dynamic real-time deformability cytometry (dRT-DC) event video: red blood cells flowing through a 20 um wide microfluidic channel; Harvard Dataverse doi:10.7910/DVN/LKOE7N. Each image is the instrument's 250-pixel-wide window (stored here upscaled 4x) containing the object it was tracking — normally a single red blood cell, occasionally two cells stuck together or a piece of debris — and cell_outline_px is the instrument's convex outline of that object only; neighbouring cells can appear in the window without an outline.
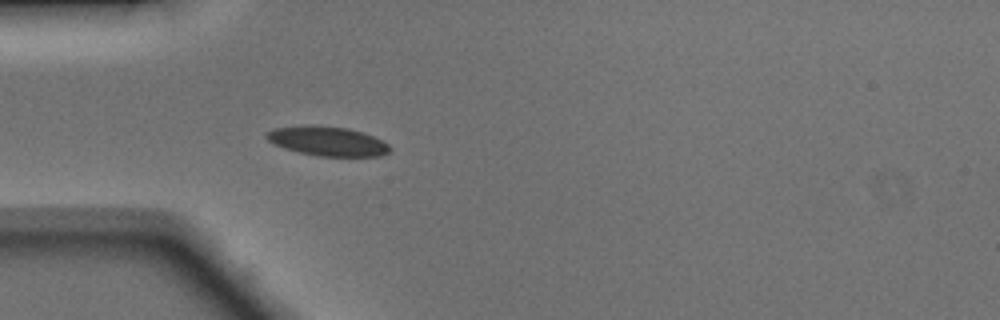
{"species": "Egyptian fruit bat (a non-hibernating species)", "species_latin": "Rousettus aegyptiacus", "temperature_condition": "warm", "stored_images_in_passage": 7, "camera_frame_rate_fps": 3000, "um_per_image_px": 0.085, "animal": {"sex": "male"}, "frame": {"image": 1, "passage_image": 1, "time_ms": 0.0, "image_size_px": [1000, 320], "cell_outline_px": [[392, 148], [388, 152], [380, 156], [320, 156], [300, 152], [284, 148], [268, 140], [264, 136], [264, 132], [276, 128], [304, 124], [312, 124], [348, 128], [364, 132], [384, 140]], "centroid_in_image_um": [27.85, 11.97], "position_along_channel_um": 57.2, "area_um2": 21.39}}
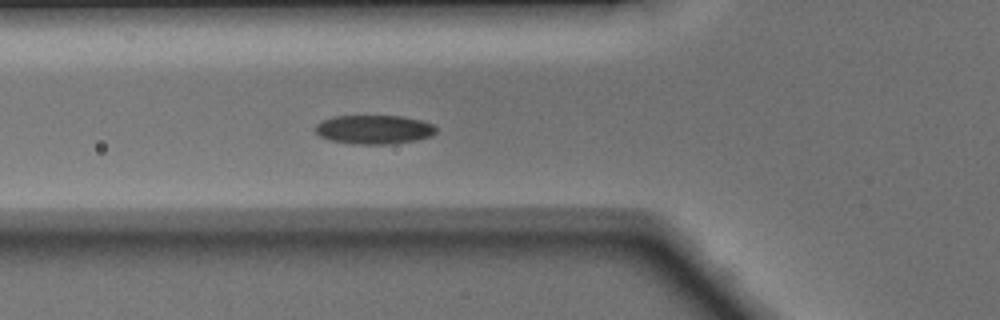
{"frame": {"image": 2, "passage_image": 4, "time_ms": 1.0, "image_size_px": [1000, 320], "cell_outline_px": [[436, 132], [432, 136], [416, 140], [392, 144], [348, 144], [328, 140], [320, 136], [316, 132], [316, 124], [320, 120], [332, 116], [404, 116], [420, 120], [432, 124], [436, 128]], "centroid_in_image_um": [31.76, 11.01], "position_along_channel_um": 94.0, "area_um2": 20.63}}